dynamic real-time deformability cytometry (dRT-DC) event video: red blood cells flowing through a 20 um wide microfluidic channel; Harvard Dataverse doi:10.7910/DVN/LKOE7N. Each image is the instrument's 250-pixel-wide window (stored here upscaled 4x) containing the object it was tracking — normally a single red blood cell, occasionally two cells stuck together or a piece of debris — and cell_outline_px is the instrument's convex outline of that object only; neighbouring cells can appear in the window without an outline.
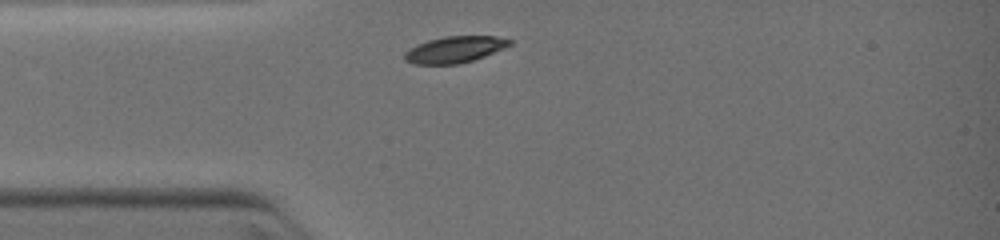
{"species": "common noctule bat (a hibernating species)", "species_latin": "Nyctalus noctula", "temperature_condition": "warm", "stored_images_in_passage": 22, "camera_frame_rate_fps": 3000, "um_per_image_px": 0.085, "animal": {"sex": "female", "body_mass_g": 19.0, "forearm_length_mm": 51.5}, "frame": {"image": 1, "passage_image": 1, "time_ms": 0.0, "image_size_px": [1000, 240], "cell_outline_px": [[512, 44], [504, 48], [484, 56], [460, 64], [412, 64], [404, 60], [404, 52], [408, 48], [416, 44], [428, 40], [444, 36], [496, 36], [512, 40]], "centroid_in_image_um": [38.61, 4.21], "position_along_channel_um": 46.4, "area_um2": 16.3}}
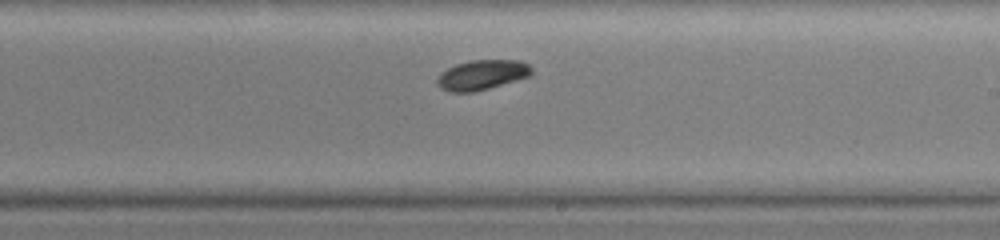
{"frame": {"image": 2, "passage_image": 12, "time_ms": 4.333, "image_size_px": [1000, 240], "cell_outline_px": [[532, 76], [488, 88], [472, 92], [448, 92], [440, 88], [436, 84], [436, 80], [440, 72], [456, 64], [472, 60], [520, 60], [528, 64], [532, 68]], "centroid_in_image_um": [40.96, 6.36], "position_along_channel_um": 248.0, "area_um2": 16.59}}
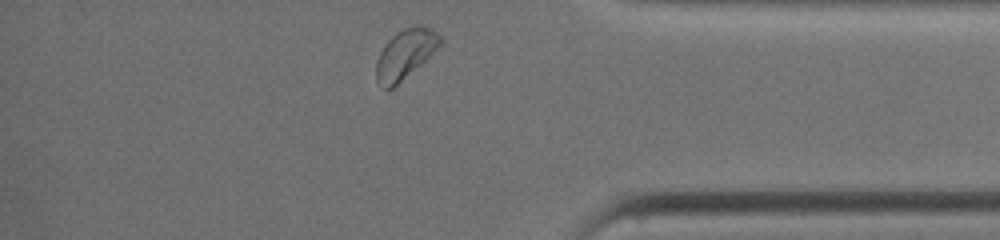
{"frame": {"image": 3, "passage_image": 22, "time_ms": 7.667, "image_size_px": [1000, 240], "cell_outline_px": [[444, 40], [420, 64], [392, 88], [380, 88], [376, 80], [376, 60], [384, 44], [396, 32], [404, 28], [416, 24], [420, 24], [432, 28]], "centroid_in_image_um": [34.41, 4.56], "position_along_channel_um": 400.8, "area_um2": 18.26}}